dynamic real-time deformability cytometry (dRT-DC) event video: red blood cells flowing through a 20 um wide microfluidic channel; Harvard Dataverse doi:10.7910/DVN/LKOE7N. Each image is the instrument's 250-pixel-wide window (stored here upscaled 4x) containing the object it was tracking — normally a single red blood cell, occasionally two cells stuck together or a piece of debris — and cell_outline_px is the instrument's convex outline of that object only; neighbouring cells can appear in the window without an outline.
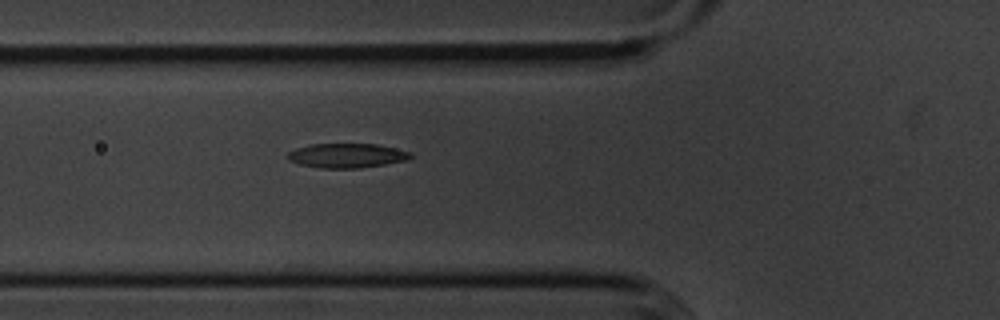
{"species": "common noctule bat (a hibernating species)", "species_latin": "Nyctalus noctula", "temperature_condition": "cold", "stored_images_in_passage": 2, "camera_frame_rate_fps": 3000, "um_per_image_px": 0.085, "animal": {"sex": "male", "body_mass_g": 20.1, "forearm_length_mm": 53.5}, "frame": {"image": 1, "passage_image": 2, "time_ms": 1.0, "image_size_px": [1000, 320], "cell_outline_px": [[412, 156], [408, 160], [360, 168], [320, 168], [300, 164], [288, 160], [284, 156], [288, 152], [296, 148], [312, 144], [376, 144], [412, 152]], "centroid_in_image_um": [29.45, 13.22], "position_along_channel_um": 96.3, "area_um2": 17.51}}